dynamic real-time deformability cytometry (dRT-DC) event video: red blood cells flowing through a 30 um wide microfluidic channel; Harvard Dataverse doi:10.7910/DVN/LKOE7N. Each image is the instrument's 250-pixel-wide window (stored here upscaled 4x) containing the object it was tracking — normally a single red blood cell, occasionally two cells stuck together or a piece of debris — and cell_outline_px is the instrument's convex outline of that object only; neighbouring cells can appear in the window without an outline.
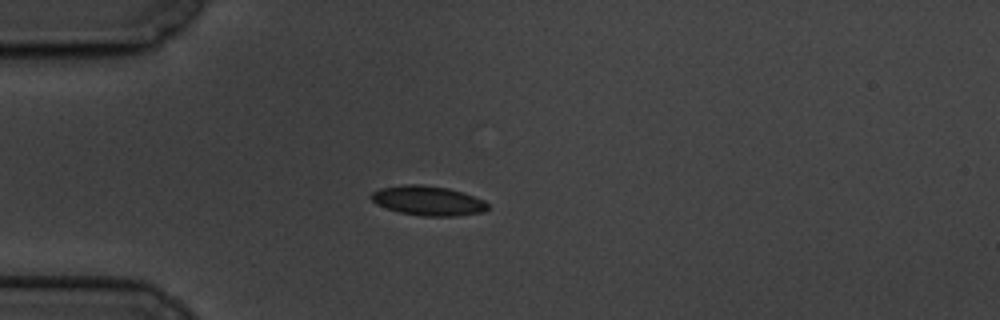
{"species": "common noctule bat (a hibernating species)", "species_latin": "Nyctalus noctula", "temperature_condition": "cold", "stored_images_in_passage": 44, "camera_frame_rate_fps": 3000, "um_per_image_px": 0.085, "animal": {"sex": "male", "body_mass_g": 19.5, "forearm_length_mm": 54.6}, "frame": {"image": 1, "passage_image": 1, "time_ms": 0.0, "image_size_px": [1000, 320], "cell_outline_px": [[488, 208], [484, 212], [456, 216], [420, 216], [400, 212], [376, 204], [368, 196], [372, 192], [380, 188], [404, 184], [420, 184], [448, 188], [484, 200], [488, 204]], "centroid_in_image_um": [36.35, 17.06], "position_along_channel_um": 48.6, "area_um2": 20.06}}
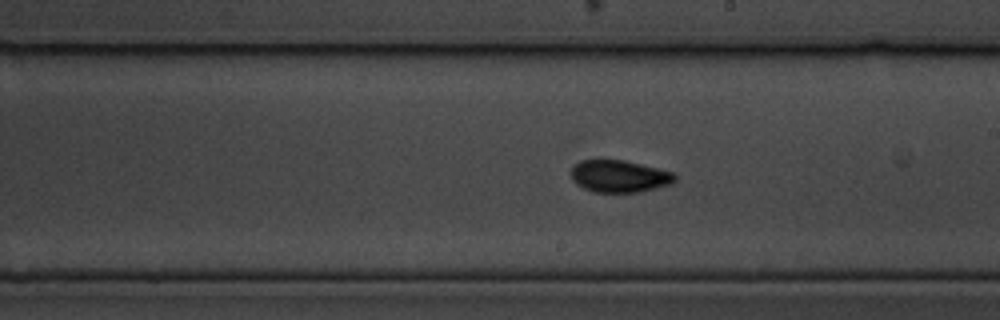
{"frame": {"image": 2, "passage_image": 19, "time_ms": 6.0, "image_size_px": [1000, 320], "cell_outline_px": [[676, 180], [672, 184], [640, 192], [592, 192], [576, 184], [572, 180], [568, 172], [580, 160], [624, 160], [672, 172], [676, 176]], "centroid_in_image_um": [52.61, 14.99], "position_along_channel_um": 236.4, "area_um2": 19.54}}
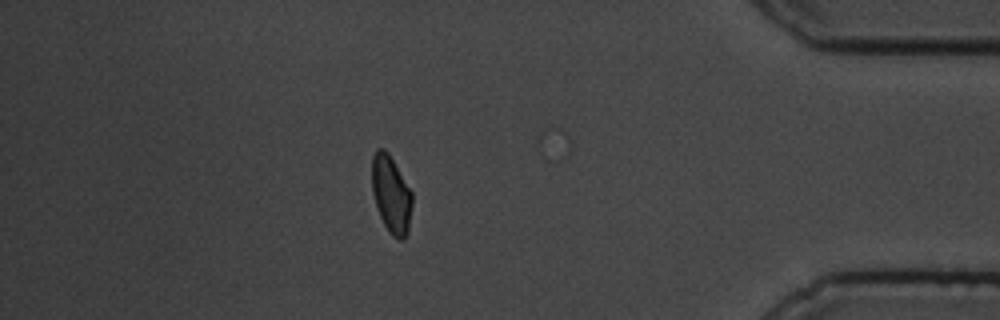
{"frame": {"image": 3, "passage_image": 37, "time_ms": 12.0, "image_size_px": [1000, 320], "cell_outline_px": [[412, 204], [408, 232], [404, 240], [400, 240], [392, 236], [388, 232], [376, 208], [372, 192], [372, 156], [376, 148], [384, 148], [388, 152], [412, 192]], "centroid_in_image_um": [33.24, 16.53], "position_along_channel_um": 402.0, "area_um2": 18.32}, "authors_computed_cell_mechanics": {"area_um2": 18.9873, "velocity_mm_per_s": 3.3863, "shape_relaxation_time_tau1_ms": 5.7193, "shape_relaxation_time_tau2_ms": 1.4861, "deformation_change_tau1": 0.1313, "deformation_change_tau2": 0.0536}}